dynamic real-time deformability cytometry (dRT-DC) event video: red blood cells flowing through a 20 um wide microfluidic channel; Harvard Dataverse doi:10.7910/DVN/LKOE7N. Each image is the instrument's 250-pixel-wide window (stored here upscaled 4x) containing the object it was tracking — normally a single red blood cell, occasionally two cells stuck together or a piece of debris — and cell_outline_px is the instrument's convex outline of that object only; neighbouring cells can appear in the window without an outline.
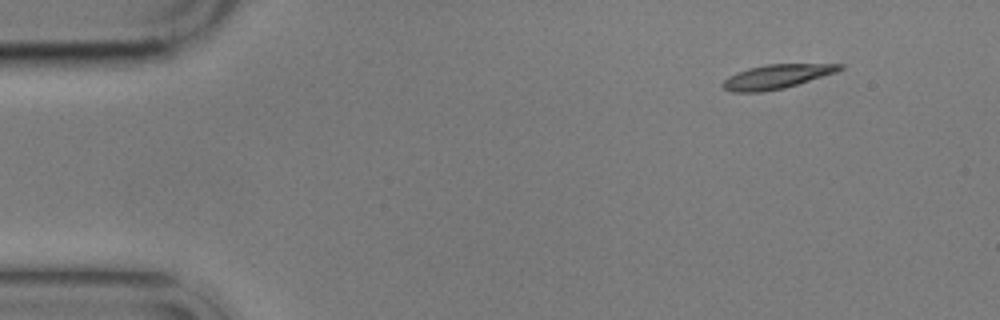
{"species": "common noctule bat (a hibernating species)", "species_latin": "Nyctalus noctula", "temperature_condition": "cold", "stored_images_in_passage": 5, "segment_of_instrument_passage": [1, 2], "camera_frame_rate_fps": 3000, "um_per_image_px": 0.085, "animal": {"sex": "male", "body_mass_g": 17.9}, "frame": {"image": 1, "passage_image": 1, "time_ms": 0.0, "image_size_px": [1000, 320], "cell_outline_px": [[844, 68], [836, 72], [784, 88], [760, 92], [732, 92], [724, 88], [720, 84], [728, 76], [736, 72], [748, 68], [768, 64], [844, 64]], "centroid_in_image_um": [65.98, 6.51], "position_along_channel_um": 19.0, "area_um2": 16.36}}
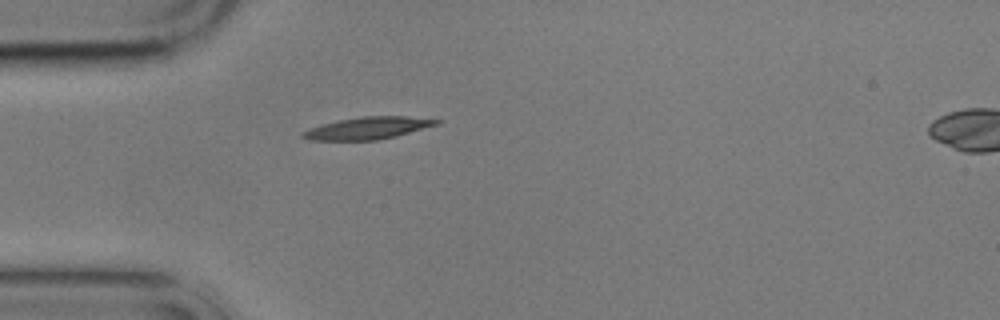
{"frame": {"image": 2, "passage_image": 4, "time_ms": 3.333, "image_size_px": [1000, 320], "cell_outline_px": [[440, 124], [396, 136], [376, 140], [308, 140], [300, 136], [300, 132], [308, 128], [340, 120], [360, 116], [404, 116], [440, 120]], "centroid_in_image_um": [31.23, 10.89], "position_along_channel_um": 53.8, "area_um2": 17.22}}